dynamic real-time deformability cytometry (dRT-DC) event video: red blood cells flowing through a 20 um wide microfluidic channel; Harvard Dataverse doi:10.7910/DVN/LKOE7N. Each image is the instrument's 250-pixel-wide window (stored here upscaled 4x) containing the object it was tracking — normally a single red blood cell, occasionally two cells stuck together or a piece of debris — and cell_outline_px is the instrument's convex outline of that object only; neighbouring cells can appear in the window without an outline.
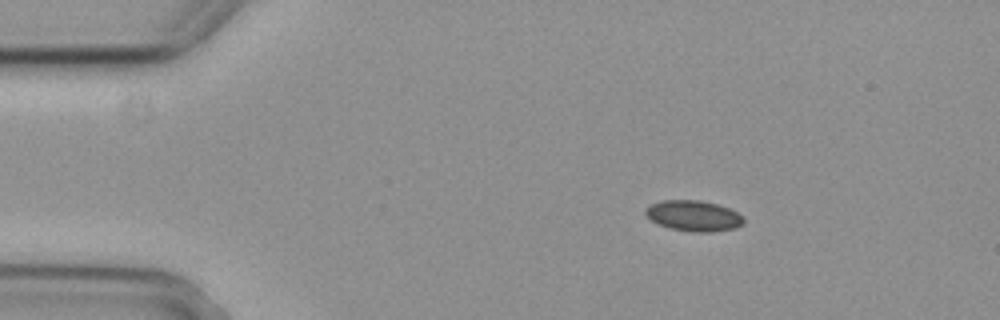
{"species": "common noctule bat (a hibernating species)", "species_latin": "Nyctalus noctula", "temperature_condition": "cold", "stored_images_in_passage": 2, "camera_frame_rate_fps": 3000, "um_per_image_px": 0.085, "animal": {"sex": "female", "body_mass_g": 29.2, "forearm_length_mm": 56.3}, "frame": {"image": 1, "passage_image": 2, "time_ms": 0.333, "image_size_px": [1000, 320], "cell_outline_px": [[744, 224], [736, 228], [712, 232], [692, 232], [668, 228], [652, 220], [644, 212], [644, 208], [652, 204], [664, 200], [700, 200], [716, 204], [728, 208], [744, 216]], "centroid_in_image_um": [58.98, 18.35], "position_along_channel_um": 26.0, "area_um2": 17.57}}